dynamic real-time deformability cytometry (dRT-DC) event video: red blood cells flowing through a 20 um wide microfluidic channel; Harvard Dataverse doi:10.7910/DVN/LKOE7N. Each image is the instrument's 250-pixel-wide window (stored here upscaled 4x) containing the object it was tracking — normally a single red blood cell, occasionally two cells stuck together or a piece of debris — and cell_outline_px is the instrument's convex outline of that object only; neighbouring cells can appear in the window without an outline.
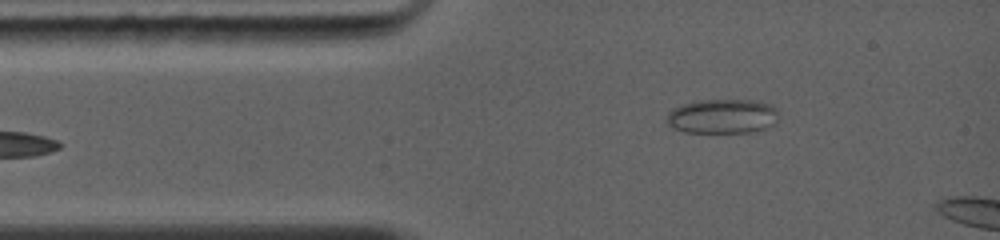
{"species": "common noctule bat (a hibernating species)", "species_latin": "Nyctalus noctula", "temperature_condition": "warm", "stored_images_in_passage": 5, "camera_frame_rate_fps": 5000, "um_per_image_px": 0.085, "animal": {"sex": "female", "body_mass_g": 19.0, "forearm_length_mm": 56.7}, "frame": {"image": 1, "passage_image": 2, "time_ms": 0.8, "image_size_px": [1000, 240], "cell_outline_px": [[776, 124], [768, 128], [756, 132], [684, 132], [672, 128], [664, 124], [664, 120], [668, 112], [672, 108], [680, 104], [696, 100], [756, 100], [772, 104], [776, 108]], "centroid_in_image_um": [61.36, 9.88], "position_along_channel_um": 23.6, "area_um2": 23.12}}